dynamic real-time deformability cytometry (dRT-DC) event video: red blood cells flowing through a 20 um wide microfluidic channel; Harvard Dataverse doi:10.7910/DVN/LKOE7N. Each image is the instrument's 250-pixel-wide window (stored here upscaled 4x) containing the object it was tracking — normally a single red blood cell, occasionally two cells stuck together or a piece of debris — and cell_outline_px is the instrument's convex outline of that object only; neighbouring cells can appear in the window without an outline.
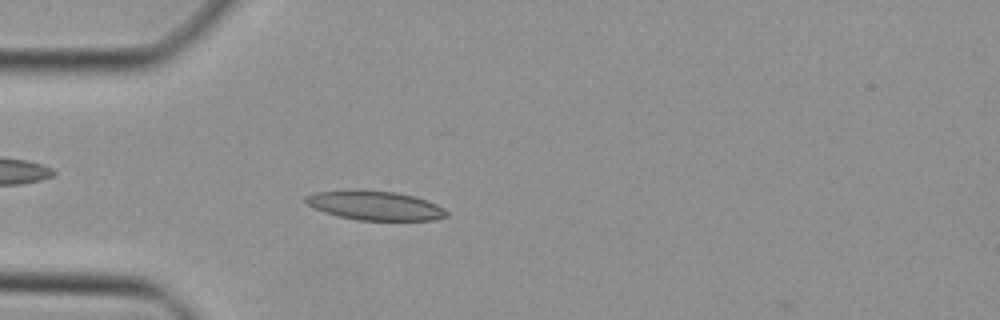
{"species": "Egyptian fruit bat (a non-hibernating species)", "species_latin": "Rousettus aegyptiacus", "temperature_condition": "cold", "stored_images_in_passage": 41, "camera_frame_rate_fps": 3000, "um_per_image_px": 0.085, "animal": {"sex": "female"}, "frame": {"image": 1, "passage_image": 8, "time_ms": 2.333, "image_size_px": [1000, 320], "cell_outline_px": [[448, 216], [432, 220], [356, 220], [324, 212], [308, 204], [304, 200], [304, 196], [316, 192], [356, 188], [360, 188], [396, 192], [412, 196], [436, 204], [444, 208], [448, 212]], "centroid_in_image_um": [31.84, 17.44], "position_along_channel_um": 53.2, "area_um2": 24.16}}
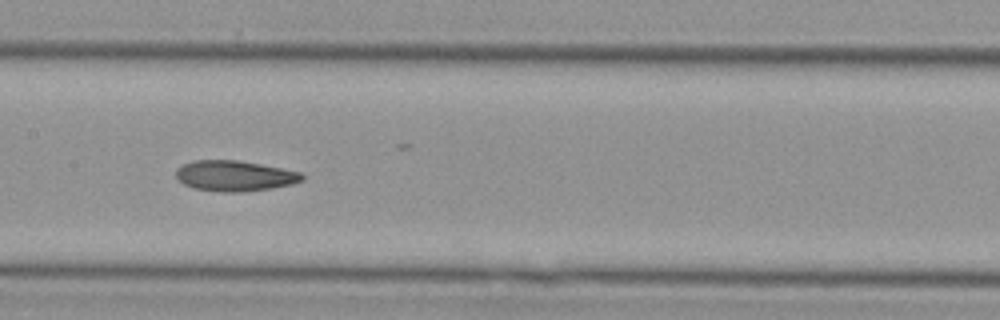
{"frame": {"image": 2, "passage_image": 18, "time_ms": 5.667, "image_size_px": [1000, 320], "cell_outline_px": [[304, 180], [292, 184], [272, 188], [240, 192], [220, 192], [196, 188], [184, 184], [176, 176], [176, 172], [184, 164], [192, 160], [236, 160], [260, 164], [300, 172], [304, 176]], "centroid_in_image_um": [19.97, 14.95], "position_along_channel_um": 187.4, "area_um2": 22.2}}
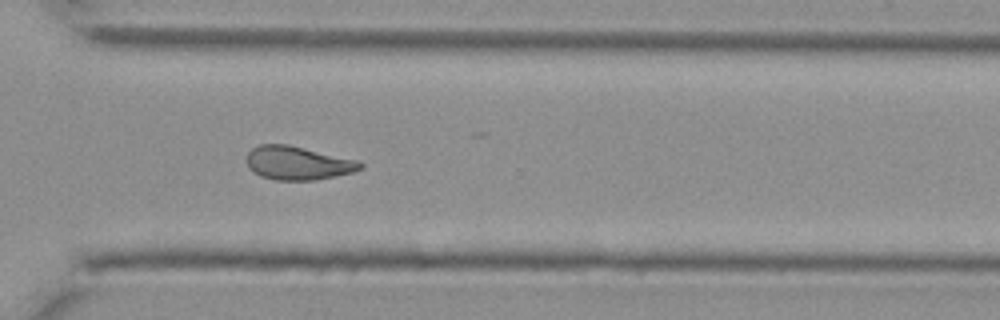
{"frame": {"image": 3, "passage_image": 29, "time_ms": 9.333, "image_size_px": [1000, 320], "cell_outline_px": [[364, 168], [352, 172], [336, 176], [316, 180], [276, 180], [260, 176], [248, 168], [248, 152], [252, 148], [260, 144], [288, 144], [360, 160], [364, 164]], "centroid_in_image_um": [25.36, 13.85], "position_along_channel_um": 345.2, "area_um2": 22.43}}